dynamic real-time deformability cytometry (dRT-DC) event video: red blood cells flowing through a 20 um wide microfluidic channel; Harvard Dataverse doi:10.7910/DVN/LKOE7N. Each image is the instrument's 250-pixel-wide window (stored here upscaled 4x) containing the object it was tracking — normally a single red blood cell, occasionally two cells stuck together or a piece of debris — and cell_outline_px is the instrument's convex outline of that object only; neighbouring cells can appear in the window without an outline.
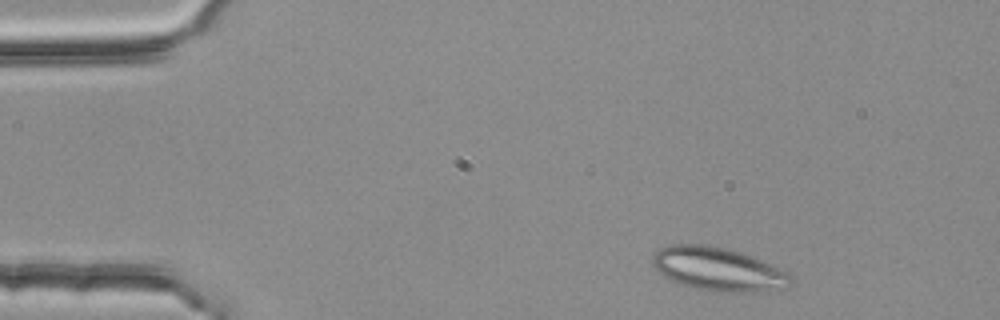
{"species": "common noctule bat (a hibernating species)", "species_latin": "Nyctalus noctula", "temperature_condition": "room temperature", "stored_images_in_passage": 3, "camera_frame_rate_fps": 3000, "um_per_image_px": 0.085, "animal": {"sex": "female", "body_mass_g": 25.1}, "frame": {"image": 1, "passage_image": 1, "time_ms": 0.0, "image_size_px": [1000, 320], "cell_outline_px": [[792, 284], [788, 288], [764, 292], [728, 292], [696, 288], [680, 284], [664, 276], [652, 264], [652, 256], [660, 248], [672, 244], [708, 244], [740, 252], [752, 256], [772, 264], [788, 272], [792, 276]], "centroid_in_image_um": [61.11, 22.88], "position_along_channel_um": 23.9, "area_um2": 35.2}}